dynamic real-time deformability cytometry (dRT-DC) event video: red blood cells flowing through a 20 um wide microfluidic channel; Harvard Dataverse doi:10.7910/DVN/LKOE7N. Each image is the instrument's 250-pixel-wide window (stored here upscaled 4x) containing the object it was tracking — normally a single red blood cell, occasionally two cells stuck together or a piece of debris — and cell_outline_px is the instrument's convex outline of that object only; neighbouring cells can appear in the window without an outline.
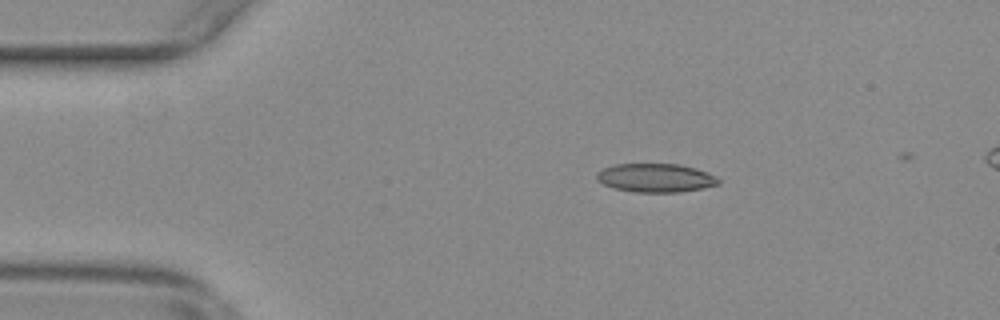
{"species": "common noctule bat (a hibernating species)", "species_latin": "Nyctalus noctula", "temperature_condition": "warm", "stored_images_in_passage": 53, "camera_frame_rate_fps": 3000, "um_per_image_px": 0.085, "animal": {"sex": "female", "body_mass_g": 29.2, "forearm_length_mm": 56.3}, "frame": {"image": 1, "passage_image": 10, "time_ms": 3.0, "image_size_px": [1000, 320], "cell_outline_px": [[720, 184], [704, 188], [680, 192], [632, 192], [612, 188], [596, 180], [596, 172], [604, 168], [616, 164], [680, 164], [696, 168], [716, 176], [720, 180]], "centroid_in_image_um": [55.73, 15.12], "position_along_channel_um": 29.3, "area_um2": 20.52}}
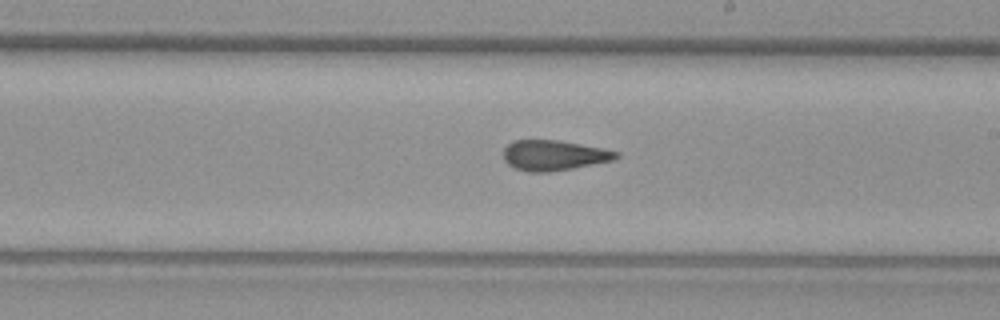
{"frame": {"image": 2, "passage_image": 31, "time_ms": 10.0, "image_size_px": [1000, 320], "cell_outline_px": [[620, 156], [616, 160], [572, 168], [548, 172], [528, 172], [516, 168], [508, 164], [504, 160], [504, 148], [512, 140], [560, 140], [604, 148], [620, 152]], "centroid_in_image_um": [47.12, 13.19], "position_along_channel_um": 241.9, "area_um2": 20.06}}
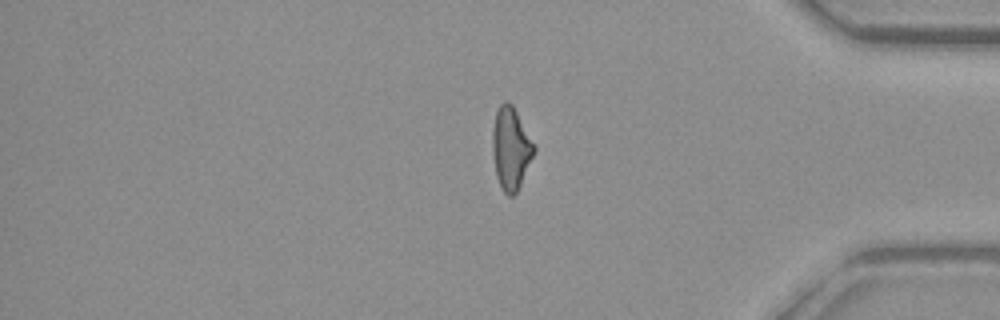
{"frame": {"image": 3, "passage_image": 45, "time_ms": 14.667, "image_size_px": [1000, 320], "cell_outline_px": [[536, 152], [516, 192], [512, 196], [508, 196], [504, 192], [496, 176], [492, 148], [492, 128], [496, 112], [500, 104], [504, 100], [508, 100], [512, 104], [536, 144]], "centroid_in_image_um": [43.44, 12.57], "position_along_channel_um": 391.8, "area_um2": 20.17}, "authors_computed_cell_mechanics": {"area_um2": 20.1722, "velocity_mm_per_s": 3.7972, "shape_relaxation_time_tau1_ms": null, "shape_relaxation_time_tau2_ms": 1.3408, "deformation_change_tau1": null, "deformation_change_tau2": 0.0895}}